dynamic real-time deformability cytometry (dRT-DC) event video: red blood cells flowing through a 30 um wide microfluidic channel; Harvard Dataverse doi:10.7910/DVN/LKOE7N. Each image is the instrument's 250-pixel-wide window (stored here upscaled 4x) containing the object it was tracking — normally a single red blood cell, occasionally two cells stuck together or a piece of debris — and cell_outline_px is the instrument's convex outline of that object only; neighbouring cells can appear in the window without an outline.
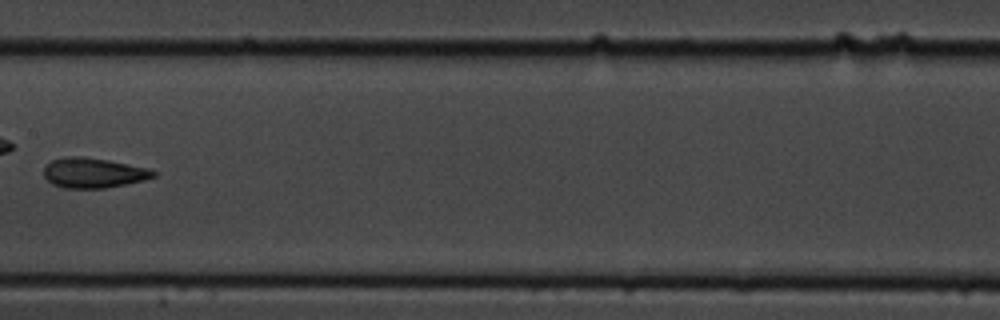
{"species": "common noctule bat (a hibernating species)", "species_latin": "Nyctalus noctula", "temperature_condition": "cold", "stored_images_in_passage": 14, "camera_frame_rate_fps": 3000, "um_per_image_px": 0.085, "animal": {"sex": "male", "body_mass_g": 19.5, "forearm_length_mm": 54.6}, "frame": {"image": 1, "passage_image": 7, "time_ms": 8.0, "image_size_px": [1000, 320], "cell_outline_px": [[156, 176], [144, 180], [104, 188], [64, 188], [52, 184], [44, 176], [44, 168], [52, 160], [64, 156], [84, 156], [108, 160], [148, 168], [156, 172]], "centroid_in_image_um": [7.92, 14.68], "position_along_channel_um": 199.5, "area_um2": 19.13}}
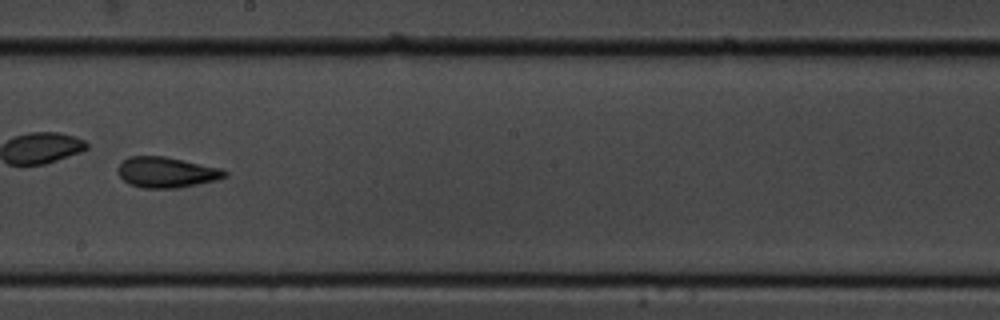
{"frame": {"image": 2, "passage_image": 8, "time_ms": 9.0, "image_size_px": [1000, 320], "cell_outline_px": [[228, 176], [216, 180], [180, 188], [144, 188], [128, 184], [120, 176], [116, 168], [128, 156], [164, 156], [184, 160], [220, 168], [228, 172]], "centroid_in_image_um": [14.15, 14.65], "position_along_channel_um": 234.1, "area_um2": 19.13}, "authors_computed_cell_mechanics": {"area_um2": 19.5942, "velocity_mm_per_s": 3.4841, "shape_relaxation_time_tau1_ms": 5.8298, "shape_relaxation_time_tau2_ms": 2.0336, "deformation_change_tau1": 0.1296, "deformation_change_tau2": 0.0739}}